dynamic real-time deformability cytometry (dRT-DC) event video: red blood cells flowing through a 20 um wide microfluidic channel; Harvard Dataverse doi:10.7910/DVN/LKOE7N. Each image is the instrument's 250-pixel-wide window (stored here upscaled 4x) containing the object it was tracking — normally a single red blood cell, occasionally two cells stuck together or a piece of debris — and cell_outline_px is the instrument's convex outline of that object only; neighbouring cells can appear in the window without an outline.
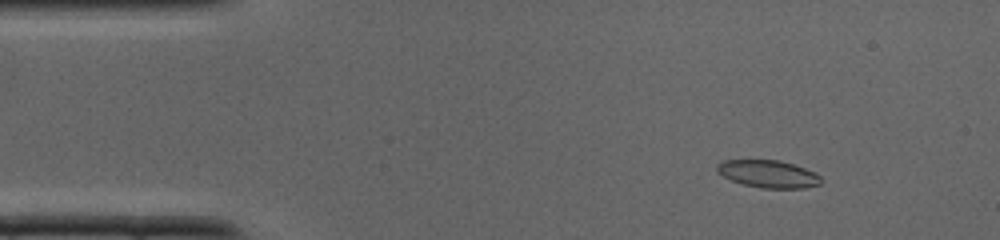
{"species": "common noctule bat (a hibernating species)", "species_latin": "Nyctalus noctula", "temperature_condition": "cold", "stored_images_in_passage": 37, "camera_frame_rate_fps": 3000, "um_per_image_px": 0.085, "animal": {"sex": "male", "body_mass_g": 19.0, "forearm_length_mm": 50.8}, "frame": {"image": 1, "passage_image": 5, "time_ms": 1.333, "image_size_px": [1000, 240], "cell_outline_px": [[820, 180], [816, 184], [796, 188], [768, 188], [748, 184], [732, 180], [724, 176], [720, 172], [720, 164], [728, 160], [772, 160], [792, 164], [812, 172], [820, 176]], "centroid_in_image_um": [65.31, 14.77], "position_along_channel_um": 19.7, "area_um2": 15.43}}
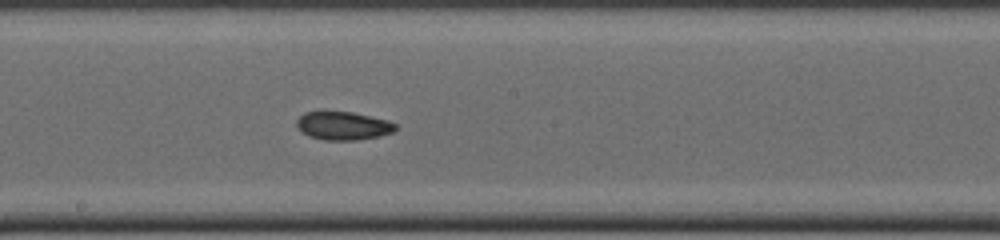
{"frame": {"image": 2, "passage_image": 20, "time_ms": 6.333, "image_size_px": [1000, 240], "cell_outline_px": [[396, 128], [392, 132], [376, 136], [344, 140], [332, 140], [312, 136], [304, 132], [300, 128], [300, 116], [308, 112], [348, 112], [384, 120], [396, 124]], "centroid_in_image_um": [29.2, 10.68], "position_along_channel_um": 219.0, "area_um2": 15.03}}
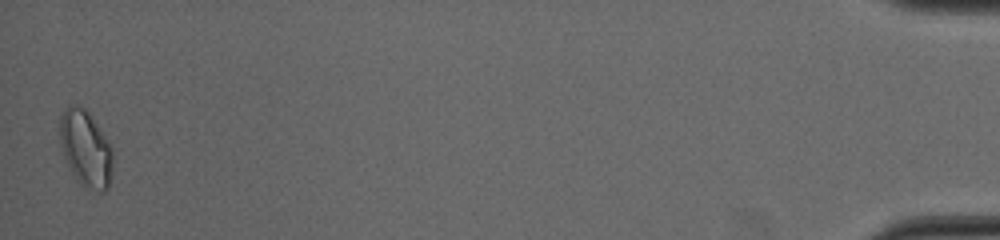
{"frame": {"image": 3, "passage_image": 37, "time_ms": 12.0, "image_size_px": [1000, 240], "cell_outline_px": [[108, 184], [104, 188], [88, 180], [76, 168], [68, 152], [64, 136], [64, 124], [68, 112], [80, 108], [88, 116], [108, 148]], "centroid_in_image_um": [7.36, 12.54], "position_along_channel_um": 427.8, "area_um2": 16.65}}